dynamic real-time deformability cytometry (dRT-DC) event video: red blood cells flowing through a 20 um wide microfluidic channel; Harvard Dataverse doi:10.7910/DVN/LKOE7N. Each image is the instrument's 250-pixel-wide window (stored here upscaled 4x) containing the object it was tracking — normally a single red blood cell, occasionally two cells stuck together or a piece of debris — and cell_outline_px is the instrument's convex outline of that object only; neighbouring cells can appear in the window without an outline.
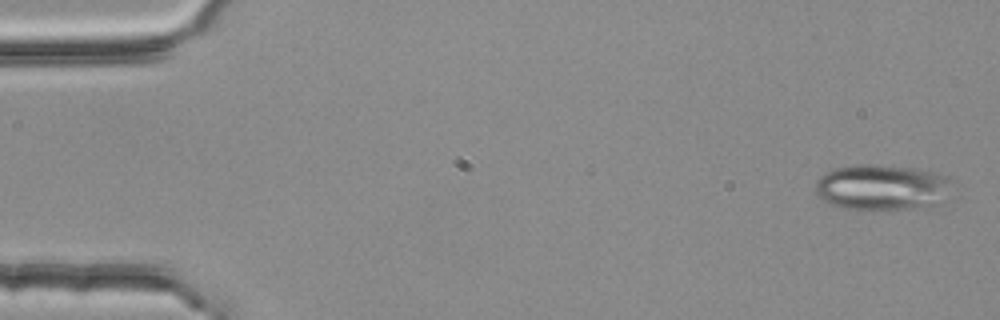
{"species": "common noctule bat (a hibernating species)", "species_latin": "Nyctalus noctula", "temperature_condition": "room temperature", "stored_images_in_passage": 4, "camera_frame_rate_fps": 3000, "um_per_image_px": 0.085, "animal": {"sex": "female", "body_mass_g": 25.1}, "frame": {"image": 1, "passage_image": 1, "time_ms": 0.0, "image_size_px": [1000, 320], "cell_outline_px": [[952, 180], [948, 200], [940, 204], [920, 208], [840, 208], [824, 200], [816, 192], [816, 180], [824, 172], [836, 168], [856, 164], [864, 164], [908, 168], [936, 172], [948, 176]], "centroid_in_image_um": [75.03, 15.92], "position_along_channel_um": 10.0, "area_um2": 36.3}}